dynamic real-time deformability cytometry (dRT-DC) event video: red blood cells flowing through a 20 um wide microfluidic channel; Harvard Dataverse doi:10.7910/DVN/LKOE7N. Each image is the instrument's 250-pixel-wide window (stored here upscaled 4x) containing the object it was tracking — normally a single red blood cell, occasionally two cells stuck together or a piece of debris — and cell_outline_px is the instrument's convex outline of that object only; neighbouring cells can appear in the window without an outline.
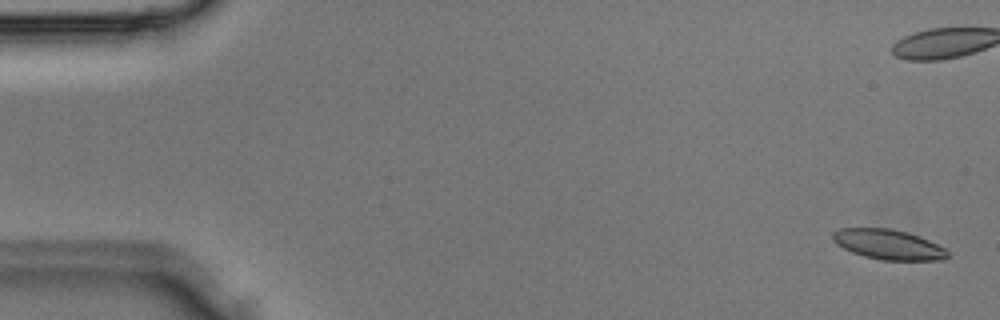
{"species": "Egyptian fruit bat (a non-hibernating species)", "species_latin": "Rousettus aegyptiacus", "temperature_condition": "room temperature", "stored_images_in_passage": 5, "camera_frame_rate_fps": 3000, "um_per_image_px": 0.085, "animal": {"sex": "male"}, "frame": {"image": 1, "passage_image": 1, "time_ms": 0.0, "image_size_px": [1000, 320], "cell_outline_px": [[948, 256], [944, 260], [880, 260], [864, 256], [852, 252], [836, 244], [832, 240], [832, 232], [840, 228], [892, 228], [908, 232], [920, 236], [944, 248], [948, 252]], "centroid_in_image_um": [75.49, 20.77], "position_along_channel_um": 9.5, "area_um2": 20.17}}